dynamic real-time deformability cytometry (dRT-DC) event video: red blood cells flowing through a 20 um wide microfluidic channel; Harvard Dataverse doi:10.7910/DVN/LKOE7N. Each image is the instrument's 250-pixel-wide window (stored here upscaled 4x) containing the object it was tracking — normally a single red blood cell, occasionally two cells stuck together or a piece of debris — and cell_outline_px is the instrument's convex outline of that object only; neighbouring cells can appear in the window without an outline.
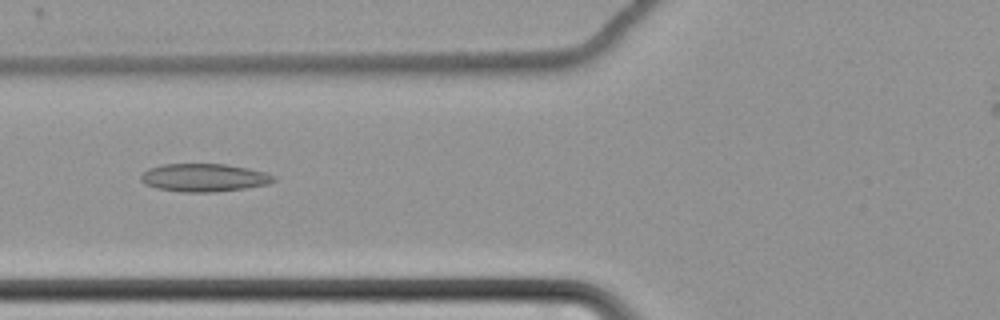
{"species": "common noctule bat (a hibernating species)", "species_latin": "Nyctalus noctula", "temperature_condition": "cold", "stored_images_in_passage": 60, "camera_frame_rate_fps": 3000, "um_per_image_px": 0.085, "animal": {"sex": "female", "body_mass_g": 22.7, "forearm_length_mm": 54.2}, "frame": {"image": 1, "passage_image": 28, "time_ms": 9.0, "image_size_px": [1000, 320], "cell_outline_px": [[276, 180], [268, 184], [244, 188], [212, 192], [180, 192], [156, 188], [144, 184], [140, 180], [140, 176], [148, 168], [160, 164], [224, 164], [248, 168], [264, 172], [276, 176]], "centroid_in_image_um": [17.31, 15.1], "position_along_channel_um": 108.5, "area_um2": 21.73}}
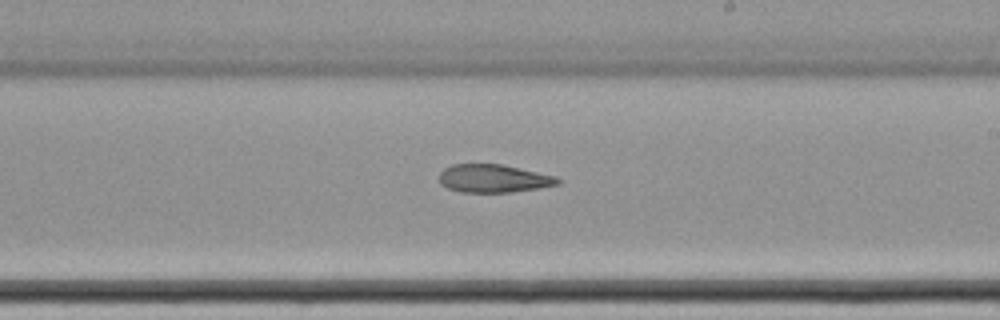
{"frame": {"image": 2, "passage_image": 40, "time_ms": 13.0, "image_size_px": [1000, 320], "cell_outline_px": [[560, 184], [540, 188], [512, 192], [460, 192], [448, 188], [440, 184], [440, 172], [444, 168], [452, 164], [504, 164], [556, 176], [560, 180]], "centroid_in_image_um": [41.96, 15.17], "position_along_channel_um": 247.0, "area_um2": 19.54}}
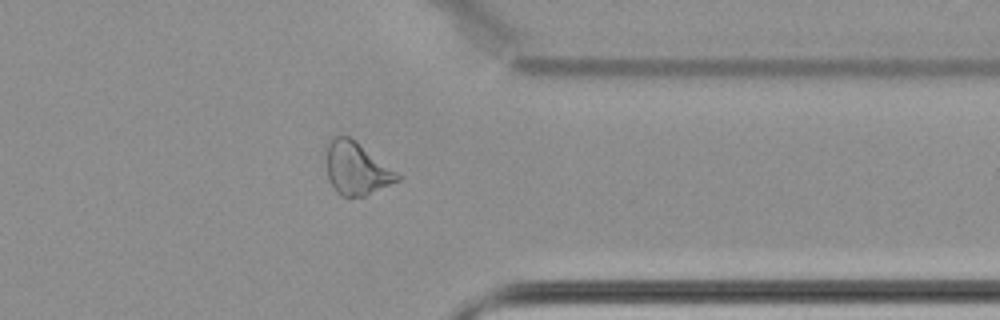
{"frame": {"image": 3, "passage_image": 52, "time_ms": 17.0, "image_size_px": [1000, 320], "cell_outline_px": [[400, 180], [364, 196], [340, 196], [336, 192], [328, 180], [328, 144], [336, 136], [348, 136], [356, 140], [396, 172], [400, 176]], "centroid_in_image_um": [30.31, 14.34], "position_along_channel_um": 381.1, "area_um2": 21.27}}